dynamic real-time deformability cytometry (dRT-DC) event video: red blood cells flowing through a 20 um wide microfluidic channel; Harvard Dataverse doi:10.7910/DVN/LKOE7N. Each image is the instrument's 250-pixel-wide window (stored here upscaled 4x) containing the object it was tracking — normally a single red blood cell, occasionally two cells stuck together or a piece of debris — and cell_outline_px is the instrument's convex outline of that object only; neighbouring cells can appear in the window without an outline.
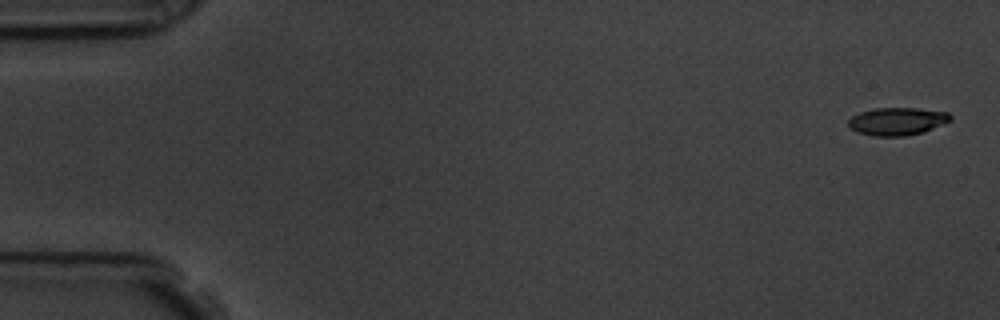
{"species": "common noctule bat (a hibernating species)", "species_latin": "Nyctalus noctula", "temperature_condition": "room temperature", "stored_images_in_passage": 4, "segment_of_instrument_passage": [2, 2], "camera_frame_rate_fps": 3000, "um_per_image_px": 0.085, "animal": {"sex": "male", "body_mass_g": 19.5, "forearm_length_mm": 54.6}, "frame": {"image": 1, "passage_image": 4, "time_ms": 5.0, "image_size_px": [1000, 320], "cell_outline_px": [[952, 120], [924, 132], [904, 136], [872, 136], [848, 128], [848, 120], [852, 116], [860, 112], [876, 108], [916, 108], [948, 112], [952, 116]], "centroid_in_image_um": [76.27, 10.31], "position_along_channel_um": 8.7, "area_um2": 16.53}}